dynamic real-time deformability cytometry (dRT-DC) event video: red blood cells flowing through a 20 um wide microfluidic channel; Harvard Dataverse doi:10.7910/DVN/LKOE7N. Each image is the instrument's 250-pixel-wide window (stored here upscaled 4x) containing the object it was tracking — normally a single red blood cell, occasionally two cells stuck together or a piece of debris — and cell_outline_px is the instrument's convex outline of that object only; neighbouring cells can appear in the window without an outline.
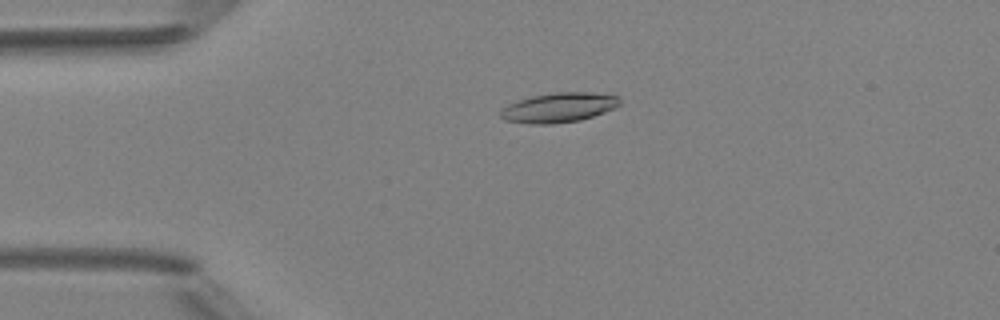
{"species": "Egyptian fruit bat (a non-hibernating species)", "species_latin": "Rousettus aegyptiacus", "temperature_condition": "room temperature", "stored_images_in_passage": 47, "camera_frame_rate_fps": 3000, "um_per_image_px": 0.085, "animal": {"sex": "female"}, "frame": {"image": 1, "passage_image": 12, "time_ms": 3.667, "image_size_px": [1000, 320], "cell_outline_px": [[620, 104], [616, 108], [580, 120], [552, 124], [528, 124], [504, 120], [500, 116], [500, 112], [508, 104], [516, 100], [532, 96], [552, 92], [588, 92], [616, 96], [620, 100]], "centroid_in_image_um": [47.46, 9.14], "position_along_channel_um": 37.5, "area_um2": 20.63}}
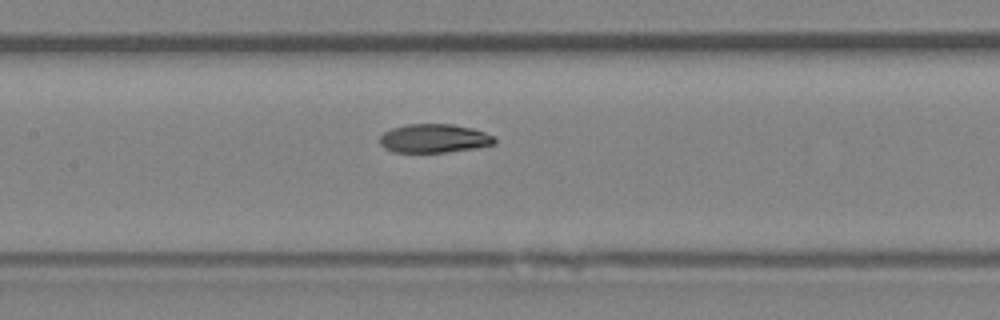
{"frame": {"image": 2, "passage_image": 24, "time_ms": 7.667, "image_size_px": [1000, 320], "cell_outline_px": [[496, 144], [476, 148], [444, 152], [392, 152], [384, 148], [380, 144], [380, 136], [384, 132], [392, 128], [408, 124], [452, 124], [472, 128], [496, 136]], "centroid_in_image_um": [36.92, 11.76], "position_along_channel_um": 170.5, "area_um2": 19.31}}
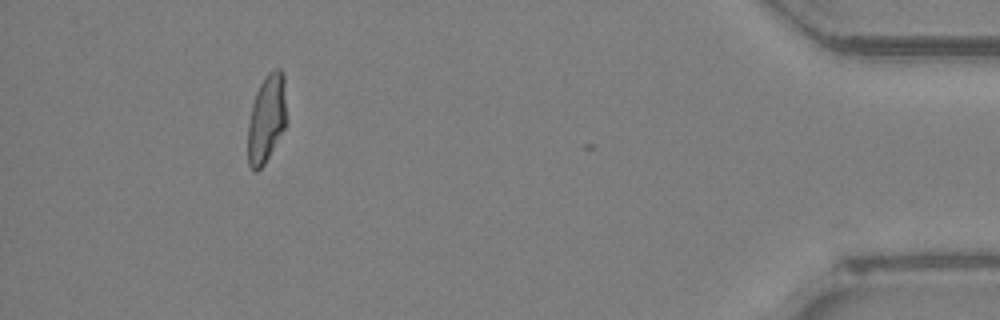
{"frame": {"image": 3, "passage_image": 46, "time_ms": 15.0, "image_size_px": [1000, 320], "cell_outline_px": [[288, 120], [284, 128], [264, 164], [256, 172], [248, 164], [248, 124], [252, 104], [256, 92], [260, 84], [268, 72], [272, 68], [280, 68], [284, 72]], "centroid_in_image_um": [22.69, 10.01], "position_along_channel_um": 412.5, "area_um2": 20.17}, "authors_computed_cell_mechanics": {"area_um2": 20.0566, "velocity_mm_per_s": 4.1642, "shape_relaxation_time_tau1_ms": 6.3548, "shape_relaxation_time_tau2_ms": 1.8153, "deformation_change_tau1": 0.2328, "deformation_change_tau2": 0.0752}}